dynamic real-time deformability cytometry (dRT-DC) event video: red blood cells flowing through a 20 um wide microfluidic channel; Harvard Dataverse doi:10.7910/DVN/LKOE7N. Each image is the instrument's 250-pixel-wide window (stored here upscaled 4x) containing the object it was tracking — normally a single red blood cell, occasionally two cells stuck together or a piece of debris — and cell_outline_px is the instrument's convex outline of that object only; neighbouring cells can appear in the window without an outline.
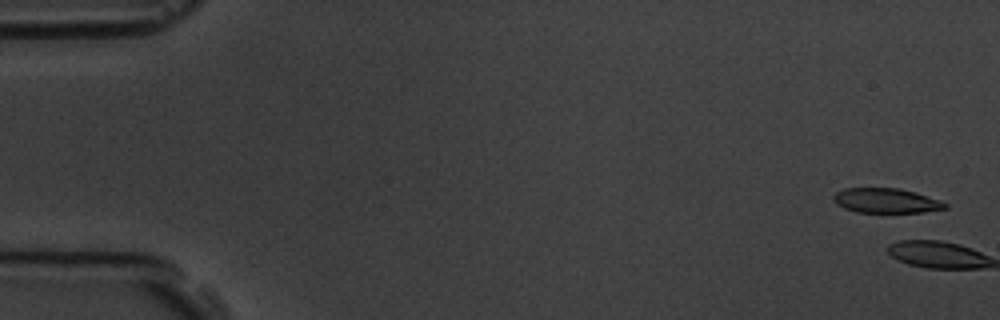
{"species": "common noctule bat (a hibernating species)", "species_latin": "Nyctalus noctula", "temperature_condition": "room temperature", "stored_images_in_passage": 7, "camera_frame_rate_fps": 3000, "um_per_image_px": 0.085, "animal": {"sex": "male", "body_mass_g": 19.5, "forearm_length_mm": 54.6}, "frame": {"image": 1, "passage_image": 1, "time_ms": 0.0, "image_size_px": [1000, 320], "cell_outline_px": [[948, 208], [924, 212], [856, 212], [844, 208], [836, 204], [832, 200], [832, 196], [836, 192], [844, 188], [900, 188], [916, 192], [940, 200], [948, 204]], "centroid_in_image_um": [75.31, 17.05], "position_along_channel_um": 9.7, "area_um2": 16.24}}
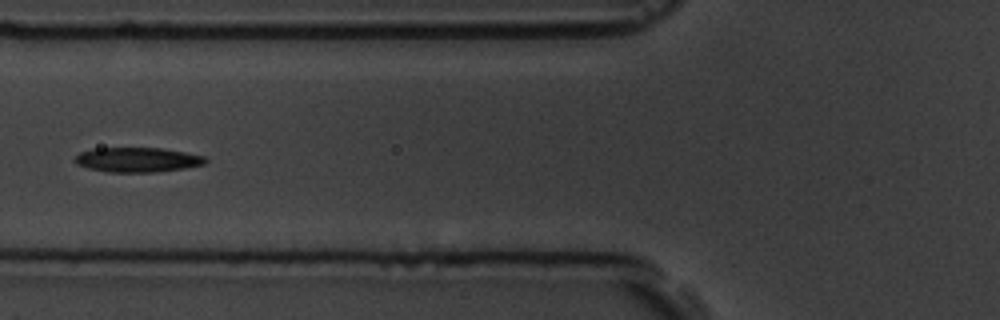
{"frame": {"image": 2, "passage_image": 7, "time_ms": 7.667, "image_size_px": [1000, 320], "cell_outline_px": [[208, 160], [204, 164], [184, 168], [152, 172], [108, 172], [88, 168], [76, 164], [72, 160], [80, 152], [92, 148], [160, 148], [184, 152], [204, 156]], "centroid_in_image_um": [11.63, 13.57], "position_along_channel_um": 114.2, "area_um2": 18.73}}